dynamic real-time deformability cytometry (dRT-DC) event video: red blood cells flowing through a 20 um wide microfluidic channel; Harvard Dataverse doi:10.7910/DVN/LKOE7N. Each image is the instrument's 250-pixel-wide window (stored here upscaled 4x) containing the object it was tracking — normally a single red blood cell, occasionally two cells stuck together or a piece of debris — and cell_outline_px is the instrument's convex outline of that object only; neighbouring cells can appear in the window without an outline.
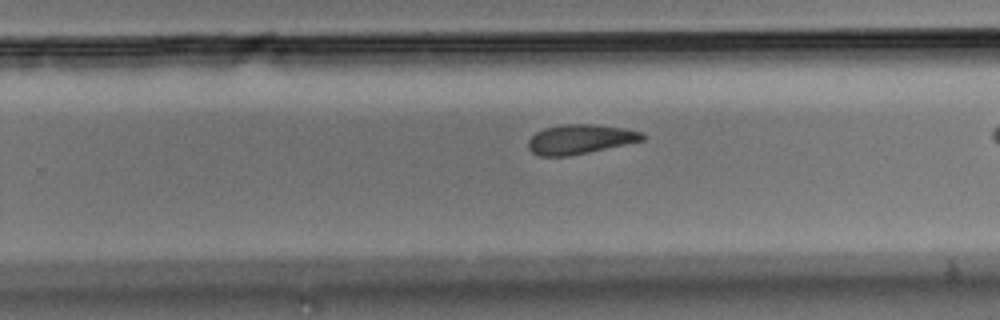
{"species": "Egyptian fruit bat (a non-hibernating species)", "species_latin": "Rousettus aegyptiacus", "temperature_condition": "room temperature", "stored_images_in_passage": 26, "camera_frame_rate_fps": 3000, "um_per_image_px": 0.085, "animal": {"sex": "male"}, "frame": {"image": 1, "passage_image": 19, "time_ms": 6.0, "image_size_px": [1000, 320], "cell_outline_px": [[648, 136], [644, 140], [588, 152], [568, 156], [540, 156], [532, 152], [528, 148], [528, 140], [536, 132], [544, 128], [560, 124], [600, 124], [624, 128], [644, 132]], "centroid_in_image_um": [49.34, 11.82], "position_along_channel_um": 280.5, "area_um2": 19.83}}
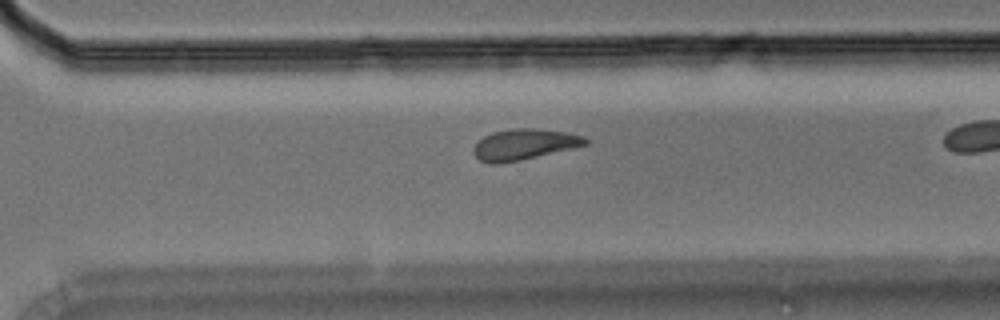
{"frame": {"image": 2, "passage_image": 22, "time_ms": 7.0, "image_size_px": [1000, 320], "cell_outline_px": [[588, 144], [520, 160], [500, 164], [488, 164], [480, 160], [472, 152], [472, 148], [484, 136], [492, 132], [516, 128], [532, 128], [564, 132], [584, 136], [588, 140]], "centroid_in_image_um": [44.51, 12.28], "position_along_channel_um": 326.1, "area_um2": 19.88}}